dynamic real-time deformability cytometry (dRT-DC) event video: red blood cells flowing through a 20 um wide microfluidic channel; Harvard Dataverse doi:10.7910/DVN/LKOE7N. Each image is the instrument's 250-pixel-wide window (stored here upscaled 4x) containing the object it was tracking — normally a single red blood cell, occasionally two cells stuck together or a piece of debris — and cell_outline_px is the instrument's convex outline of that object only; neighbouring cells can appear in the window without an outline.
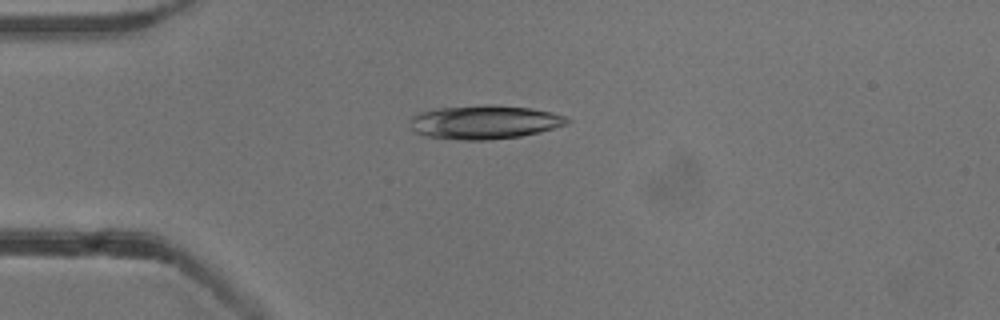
{"species": "common noctule bat (a hibernating species)", "species_latin": "Nyctalus noctula", "temperature_condition": "cold", "stored_images_in_passage": 44, "camera_frame_rate_fps": 3000, "um_per_image_px": 0.085, "animal": {"sex": "male", "body_mass_g": 13.3}, "frame": {"image": 1, "passage_image": 4, "time_ms": 1.0, "image_size_px": [1000, 320], "cell_outline_px": [[572, 120], [568, 124], [540, 132], [520, 136], [488, 140], [460, 140], [428, 136], [416, 132], [412, 128], [412, 116], [420, 112], [432, 108], [484, 104], [496, 104], [532, 108], [552, 112], [564, 116]], "centroid_in_image_um": [41.22, 10.36], "position_along_channel_um": 43.8, "area_um2": 31.15}}
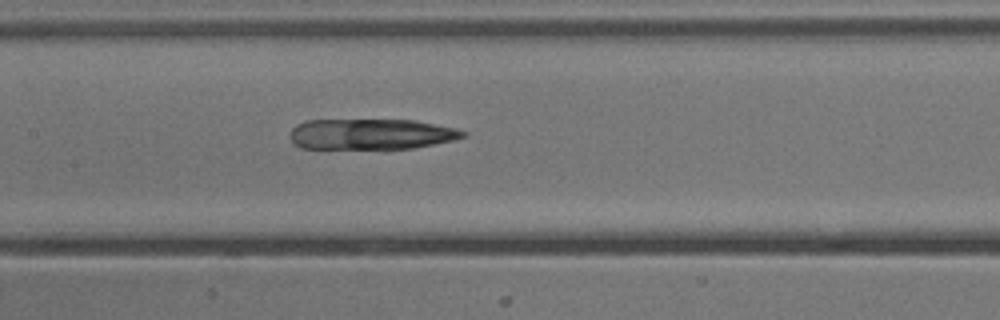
{"frame": {"image": 2, "passage_image": 16, "time_ms": 5.0, "image_size_px": [1000, 320], "cell_outline_px": [[468, 136], [452, 140], [412, 148], [300, 148], [288, 136], [288, 132], [296, 124], [304, 120], [416, 120], [456, 128], [468, 132]], "centroid_in_image_um": [31.53, 11.38], "position_along_channel_um": 175.9, "area_um2": 30.98}}
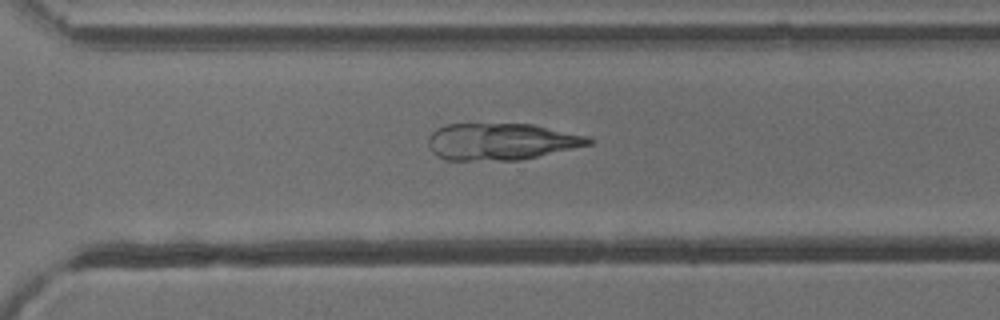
{"frame": {"image": 3, "passage_image": 28, "time_ms": 9.0, "image_size_px": [1000, 320], "cell_outline_px": [[592, 144], [520, 160], [444, 160], [436, 156], [432, 152], [428, 144], [428, 136], [436, 128], [448, 124], [532, 124], [592, 136]], "centroid_in_image_um": [42.6, 12.03], "position_along_channel_um": 328.0, "area_um2": 34.62}}